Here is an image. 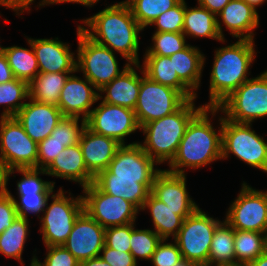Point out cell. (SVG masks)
Segmentation results:
<instances>
[{"label":"cell","instance_id":"6da1fadb","mask_svg":"<svg viewBox=\"0 0 267 266\" xmlns=\"http://www.w3.org/2000/svg\"><path fill=\"white\" fill-rule=\"evenodd\" d=\"M82 22L90 27L91 31L80 25L81 30L90 39L113 52H119L128 63L140 68L138 36L144 29L124 1L108 6Z\"/></svg>","mask_w":267,"mask_h":266},{"label":"cell","instance_id":"7a4b0ae2","mask_svg":"<svg viewBox=\"0 0 267 266\" xmlns=\"http://www.w3.org/2000/svg\"><path fill=\"white\" fill-rule=\"evenodd\" d=\"M218 107H203L189 122L185 134L180 141L177 152L169 163L167 171L185 174L184 167L197 169L211 162L222 160V117L219 133H217L208 117L214 116Z\"/></svg>","mask_w":267,"mask_h":266},{"label":"cell","instance_id":"3957f363","mask_svg":"<svg viewBox=\"0 0 267 266\" xmlns=\"http://www.w3.org/2000/svg\"><path fill=\"white\" fill-rule=\"evenodd\" d=\"M254 40L239 39L234 44L219 48L210 75L209 103L204 107H218L248 78L255 60Z\"/></svg>","mask_w":267,"mask_h":266},{"label":"cell","instance_id":"277c9868","mask_svg":"<svg viewBox=\"0 0 267 266\" xmlns=\"http://www.w3.org/2000/svg\"><path fill=\"white\" fill-rule=\"evenodd\" d=\"M195 99L187 100L177 111L140 127L145 134L139 145L158 164L172 161L191 119L204 107H195Z\"/></svg>","mask_w":267,"mask_h":266},{"label":"cell","instance_id":"5b68a950","mask_svg":"<svg viewBox=\"0 0 267 266\" xmlns=\"http://www.w3.org/2000/svg\"><path fill=\"white\" fill-rule=\"evenodd\" d=\"M78 50L76 71L82 72L99 91L119 76L130 65L126 63L120 71L113 51L90 39L80 28H77Z\"/></svg>","mask_w":267,"mask_h":266},{"label":"cell","instance_id":"8992f818","mask_svg":"<svg viewBox=\"0 0 267 266\" xmlns=\"http://www.w3.org/2000/svg\"><path fill=\"white\" fill-rule=\"evenodd\" d=\"M218 108L235 123L251 124L267 116V70L245 81Z\"/></svg>","mask_w":267,"mask_h":266},{"label":"cell","instance_id":"52a82bcc","mask_svg":"<svg viewBox=\"0 0 267 266\" xmlns=\"http://www.w3.org/2000/svg\"><path fill=\"white\" fill-rule=\"evenodd\" d=\"M251 125L235 123L222 116V159L232 153L251 167L267 172V142Z\"/></svg>","mask_w":267,"mask_h":266},{"label":"cell","instance_id":"ba28073f","mask_svg":"<svg viewBox=\"0 0 267 266\" xmlns=\"http://www.w3.org/2000/svg\"><path fill=\"white\" fill-rule=\"evenodd\" d=\"M52 203L45 205L44 215L41 219V234L46 247L63 246L74 225L75 220L84 211L83 197H67L64 191L59 189L51 194Z\"/></svg>","mask_w":267,"mask_h":266},{"label":"cell","instance_id":"9c48e42d","mask_svg":"<svg viewBox=\"0 0 267 266\" xmlns=\"http://www.w3.org/2000/svg\"><path fill=\"white\" fill-rule=\"evenodd\" d=\"M220 222L208 216L199 207L186 217L178 234L173 238L182 257L200 266H208L210 245Z\"/></svg>","mask_w":267,"mask_h":266},{"label":"cell","instance_id":"30bf717a","mask_svg":"<svg viewBox=\"0 0 267 266\" xmlns=\"http://www.w3.org/2000/svg\"><path fill=\"white\" fill-rule=\"evenodd\" d=\"M141 84L134 108L139 127L177 111L187 99L176 89L150 80L141 70Z\"/></svg>","mask_w":267,"mask_h":266},{"label":"cell","instance_id":"8fae6325","mask_svg":"<svg viewBox=\"0 0 267 266\" xmlns=\"http://www.w3.org/2000/svg\"><path fill=\"white\" fill-rule=\"evenodd\" d=\"M37 149L16 117L0 118V161L8 170L37 168Z\"/></svg>","mask_w":267,"mask_h":266},{"label":"cell","instance_id":"7c38bea8","mask_svg":"<svg viewBox=\"0 0 267 266\" xmlns=\"http://www.w3.org/2000/svg\"><path fill=\"white\" fill-rule=\"evenodd\" d=\"M83 193L84 211L105 229L135 223L139 209L133 203L103 192L94 182Z\"/></svg>","mask_w":267,"mask_h":266},{"label":"cell","instance_id":"4fadbf2b","mask_svg":"<svg viewBox=\"0 0 267 266\" xmlns=\"http://www.w3.org/2000/svg\"><path fill=\"white\" fill-rule=\"evenodd\" d=\"M225 221L237 230L267 234V191L253 189L244 182L227 211Z\"/></svg>","mask_w":267,"mask_h":266},{"label":"cell","instance_id":"5bb4252c","mask_svg":"<svg viewBox=\"0 0 267 266\" xmlns=\"http://www.w3.org/2000/svg\"><path fill=\"white\" fill-rule=\"evenodd\" d=\"M86 126L95 133L114 138L122 145H125L126 136L140 130L134 110L103 101L92 109Z\"/></svg>","mask_w":267,"mask_h":266},{"label":"cell","instance_id":"9a60e30c","mask_svg":"<svg viewBox=\"0 0 267 266\" xmlns=\"http://www.w3.org/2000/svg\"><path fill=\"white\" fill-rule=\"evenodd\" d=\"M104 245L105 228L83 211L63 246L81 263L98 257Z\"/></svg>","mask_w":267,"mask_h":266},{"label":"cell","instance_id":"2e32d148","mask_svg":"<svg viewBox=\"0 0 267 266\" xmlns=\"http://www.w3.org/2000/svg\"><path fill=\"white\" fill-rule=\"evenodd\" d=\"M157 163L142 149L138 142L122 145L111 160L108 170L114 178L155 179L161 169L154 168Z\"/></svg>","mask_w":267,"mask_h":266},{"label":"cell","instance_id":"e0dca14e","mask_svg":"<svg viewBox=\"0 0 267 266\" xmlns=\"http://www.w3.org/2000/svg\"><path fill=\"white\" fill-rule=\"evenodd\" d=\"M97 88L86 78L69 75L61 90L58 108L63 116L78 117L86 120L90 115V107L99 99L103 98Z\"/></svg>","mask_w":267,"mask_h":266},{"label":"cell","instance_id":"ac0fdd59","mask_svg":"<svg viewBox=\"0 0 267 266\" xmlns=\"http://www.w3.org/2000/svg\"><path fill=\"white\" fill-rule=\"evenodd\" d=\"M15 117L27 135L38 144L50 136L63 115L58 106L38 103L29 98V102H26Z\"/></svg>","mask_w":267,"mask_h":266},{"label":"cell","instance_id":"d6986e66","mask_svg":"<svg viewBox=\"0 0 267 266\" xmlns=\"http://www.w3.org/2000/svg\"><path fill=\"white\" fill-rule=\"evenodd\" d=\"M36 59L39 65V72L43 73H75L76 59L70 47L55 39H31Z\"/></svg>","mask_w":267,"mask_h":266},{"label":"cell","instance_id":"ffe728a7","mask_svg":"<svg viewBox=\"0 0 267 266\" xmlns=\"http://www.w3.org/2000/svg\"><path fill=\"white\" fill-rule=\"evenodd\" d=\"M79 145L85 166L94 177L108 168L117 150L122 146L114 138L95 133L87 126L81 133Z\"/></svg>","mask_w":267,"mask_h":266},{"label":"cell","instance_id":"44dd1931","mask_svg":"<svg viewBox=\"0 0 267 266\" xmlns=\"http://www.w3.org/2000/svg\"><path fill=\"white\" fill-rule=\"evenodd\" d=\"M154 179H126L114 178L108 170L101 171L94 179V183L105 193L120 196L142 209L145 200L151 193Z\"/></svg>","mask_w":267,"mask_h":266},{"label":"cell","instance_id":"7402d4cb","mask_svg":"<svg viewBox=\"0 0 267 266\" xmlns=\"http://www.w3.org/2000/svg\"><path fill=\"white\" fill-rule=\"evenodd\" d=\"M151 193L172 210H196L198 205L186 189V175L161 170L155 177Z\"/></svg>","mask_w":267,"mask_h":266},{"label":"cell","instance_id":"603a6c76","mask_svg":"<svg viewBox=\"0 0 267 266\" xmlns=\"http://www.w3.org/2000/svg\"><path fill=\"white\" fill-rule=\"evenodd\" d=\"M45 170L49 176L78 182L83 188L95 179L85 166L79 143L65 147Z\"/></svg>","mask_w":267,"mask_h":266},{"label":"cell","instance_id":"cb8c5ba5","mask_svg":"<svg viewBox=\"0 0 267 266\" xmlns=\"http://www.w3.org/2000/svg\"><path fill=\"white\" fill-rule=\"evenodd\" d=\"M218 16L233 37L254 40L253 31L259 25V16L244 0H231Z\"/></svg>","mask_w":267,"mask_h":266},{"label":"cell","instance_id":"d4e9b609","mask_svg":"<svg viewBox=\"0 0 267 266\" xmlns=\"http://www.w3.org/2000/svg\"><path fill=\"white\" fill-rule=\"evenodd\" d=\"M141 77L130 64L124 72L99 90L106 93L103 102L134 110L140 90Z\"/></svg>","mask_w":267,"mask_h":266},{"label":"cell","instance_id":"484cf974","mask_svg":"<svg viewBox=\"0 0 267 266\" xmlns=\"http://www.w3.org/2000/svg\"><path fill=\"white\" fill-rule=\"evenodd\" d=\"M148 208L152 217L154 231L162 238H173L182 227L183 220L195 210H172L152 193L148 195L141 210Z\"/></svg>","mask_w":267,"mask_h":266},{"label":"cell","instance_id":"4316f807","mask_svg":"<svg viewBox=\"0 0 267 266\" xmlns=\"http://www.w3.org/2000/svg\"><path fill=\"white\" fill-rule=\"evenodd\" d=\"M184 14L183 34L185 36L208 37L225 42L221 22L208 9L201 7L187 8Z\"/></svg>","mask_w":267,"mask_h":266},{"label":"cell","instance_id":"83f0119b","mask_svg":"<svg viewBox=\"0 0 267 266\" xmlns=\"http://www.w3.org/2000/svg\"><path fill=\"white\" fill-rule=\"evenodd\" d=\"M143 71L150 80L178 90L187 100L196 99L194 94L174 72L169 56L144 55Z\"/></svg>","mask_w":267,"mask_h":266},{"label":"cell","instance_id":"f1b7e54d","mask_svg":"<svg viewBox=\"0 0 267 266\" xmlns=\"http://www.w3.org/2000/svg\"><path fill=\"white\" fill-rule=\"evenodd\" d=\"M173 60L174 72L178 78L194 93L200 87L201 73L205 57L197 47L190 44L183 50L169 56Z\"/></svg>","mask_w":267,"mask_h":266},{"label":"cell","instance_id":"f546056e","mask_svg":"<svg viewBox=\"0 0 267 266\" xmlns=\"http://www.w3.org/2000/svg\"><path fill=\"white\" fill-rule=\"evenodd\" d=\"M70 74L39 72L28 84L29 98L38 103L58 106L61 90Z\"/></svg>","mask_w":267,"mask_h":266},{"label":"cell","instance_id":"4dcf8cb0","mask_svg":"<svg viewBox=\"0 0 267 266\" xmlns=\"http://www.w3.org/2000/svg\"><path fill=\"white\" fill-rule=\"evenodd\" d=\"M236 266L234 251V228L225 220L214 232L210 245L208 266Z\"/></svg>","mask_w":267,"mask_h":266},{"label":"cell","instance_id":"1f68e13d","mask_svg":"<svg viewBox=\"0 0 267 266\" xmlns=\"http://www.w3.org/2000/svg\"><path fill=\"white\" fill-rule=\"evenodd\" d=\"M267 250V234L234 229L236 266H247Z\"/></svg>","mask_w":267,"mask_h":266},{"label":"cell","instance_id":"d6a6232c","mask_svg":"<svg viewBox=\"0 0 267 266\" xmlns=\"http://www.w3.org/2000/svg\"><path fill=\"white\" fill-rule=\"evenodd\" d=\"M31 49L11 46L2 47L10 65L13 75L16 79L26 81L28 84L39 73V65L32 44L27 40Z\"/></svg>","mask_w":267,"mask_h":266},{"label":"cell","instance_id":"836d02e7","mask_svg":"<svg viewBox=\"0 0 267 266\" xmlns=\"http://www.w3.org/2000/svg\"><path fill=\"white\" fill-rule=\"evenodd\" d=\"M29 221L17 216L3 233L0 234V253L6 257L15 258L22 263V252L27 239Z\"/></svg>","mask_w":267,"mask_h":266},{"label":"cell","instance_id":"e575fe53","mask_svg":"<svg viewBox=\"0 0 267 266\" xmlns=\"http://www.w3.org/2000/svg\"><path fill=\"white\" fill-rule=\"evenodd\" d=\"M181 0H126L133 17L144 29L159 15L175 7Z\"/></svg>","mask_w":267,"mask_h":266},{"label":"cell","instance_id":"d590c367","mask_svg":"<svg viewBox=\"0 0 267 266\" xmlns=\"http://www.w3.org/2000/svg\"><path fill=\"white\" fill-rule=\"evenodd\" d=\"M26 98H29L28 83L26 81L14 78L0 84V105H7L1 113V117H15L18 111L26 104V102H21Z\"/></svg>","mask_w":267,"mask_h":266},{"label":"cell","instance_id":"8d00e7d4","mask_svg":"<svg viewBox=\"0 0 267 266\" xmlns=\"http://www.w3.org/2000/svg\"><path fill=\"white\" fill-rule=\"evenodd\" d=\"M15 172L22 173V178L17 182L18 194L53 193L55 182L44 181L39 174H47L45 169L40 168H17L8 170L9 176Z\"/></svg>","mask_w":267,"mask_h":266},{"label":"cell","instance_id":"74e56055","mask_svg":"<svg viewBox=\"0 0 267 266\" xmlns=\"http://www.w3.org/2000/svg\"><path fill=\"white\" fill-rule=\"evenodd\" d=\"M135 223H131L130 252L135 260L147 259L151 261L153 253L162 238L150 229H135Z\"/></svg>","mask_w":267,"mask_h":266},{"label":"cell","instance_id":"f35d334b","mask_svg":"<svg viewBox=\"0 0 267 266\" xmlns=\"http://www.w3.org/2000/svg\"><path fill=\"white\" fill-rule=\"evenodd\" d=\"M153 46L148 47L145 55L171 56L185 49L186 37L183 33H154L152 37Z\"/></svg>","mask_w":267,"mask_h":266},{"label":"cell","instance_id":"ab89813d","mask_svg":"<svg viewBox=\"0 0 267 266\" xmlns=\"http://www.w3.org/2000/svg\"><path fill=\"white\" fill-rule=\"evenodd\" d=\"M79 119L78 117L63 116L50 136L63 142L65 147L79 143L81 133L86 126V120L82 118L79 126Z\"/></svg>","mask_w":267,"mask_h":266},{"label":"cell","instance_id":"60d3db41","mask_svg":"<svg viewBox=\"0 0 267 266\" xmlns=\"http://www.w3.org/2000/svg\"><path fill=\"white\" fill-rule=\"evenodd\" d=\"M185 0H181L175 7L156 18L150 25L157 26L155 33H183Z\"/></svg>","mask_w":267,"mask_h":266},{"label":"cell","instance_id":"b9f144b4","mask_svg":"<svg viewBox=\"0 0 267 266\" xmlns=\"http://www.w3.org/2000/svg\"><path fill=\"white\" fill-rule=\"evenodd\" d=\"M52 193H35V194H19V200H16L11 195L19 217L28 219V213H35L39 218L38 213L44 212L47 199Z\"/></svg>","mask_w":267,"mask_h":266},{"label":"cell","instance_id":"7bdbcfd3","mask_svg":"<svg viewBox=\"0 0 267 266\" xmlns=\"http://www.w3.org/2000/svg\"><path fill=\"white\" fill-rule=\"evenodd\" d=\"M47 255L41 263L34 255L31 264L35 266H80V262L64 246H48Z\"/></svg>","mask_w":267,"mask_h":266},{"label":"cell","instance_id":"ee69618b","mask_svg":"<svg viewBox=\"0 0 267 266\" xmlns=\"http://www.w3.org/2000/svg\"><path fill=\"white\" fill-rule=\"evenodd\" d=\"M165 241L167 239H162L153 253L151 263L154 266H174L183 259L176 242L166 243Z\"/></svg>","mask_w":267,"mask_h":266},{"label":"cell","instance_id":"f6af8a7d","mask_svg":"<svg viewBox=\"0 0 267 266\" xmlns=\"http://www.w3.org/2000/svg\"><path fill=\"white\" fill-rule=\"evenodd\" d=\"M131 223L105 229V245L122 252H130Z\"/></svg>","mask_w":267,"mask_h":266},{"label":"cell","instance_id":"bcb514c9","mask_svg":"<svg viewBox=\"0 0 267 266\" xmlns=\"http://www.w3.org/2000/svg\"><path fill=\"white\" fill-rule=\"evenodd\" d=\"M64 148L63 142L53 139L51 136L42 140L38 143L37 168L46 169Z\"/></svg>","mask_w":267,"mask_h":266},{"label":"cell","instance_id":"7dc6e473","mask_svg":"<svg viewBox=\"0 0 267 266\" xmlns=\"http://www.w3.org/2000/svg\"><path fill=\"white\" fill-rule=\"evenodd\" d=\"M99 255L110 266H137V261L131 252H122L104 245Z\"/></svg>","mask_w":267,"mask_h":266},{"label":"cell","instance_id":"c3c4849f","mask_svg":"<svg viewBox=\"0 0 267 266\" xmlns=\"http://www.w3.org/2000/svg\"><path fill=\"white\" fill-rule=\"evenodd\" d=\"M17 211L10 191L0 196V234L5 231L17 217Z\"/></svg>","mask_w":267,"mask_h":266},{"label":"cell","instance_id":"681fc988","mask_svg":"<svg viewBox=\"0 0 267 266\" xmlns=\"http://www.w3.org/2000/svg\"><path fill=\"white\" fill-rule=\"evenodd\" d=\"M198 5L208 9L215 16L218 17V14L222 9L231 1V0H197Z\"/></svg>","mask_w":267,"mask_h":266},{"label":"cell","instance_id":"f907efd6","mask_svg":"<svg viewBox=\"0 0 267 266\" xmlns=\"http://www.w3.org/2000/svg\"><path fill=\"white\" fill-rule=\"evenodd\" d=\"M14 78L15 77L10 65L8 64L6 55L3 51H0V84L6 83Z\"/></svg>","mask_w":267,"mask_h":266},{"label":"cell","instance_id":"816d5d0a","mask_svg":"<svg viewBox=\"0 0 267 266\" xmlns=\"http://www.w3.org/2000/svg\"><path fill=\"white\" fill-rule=\"evenodd\" d=\"M7 182H8V169L0 161V196H3L8 192Z\"/></svg>","mask_w":267,"mask_h":266},{"label":"cell","instance_id":"f5cc1de1","mask_svg":"<svg viewBox=\"0 0 267 266\" xmlns=\"http://www.w3.org/2000/svg\"><path fill=\"white\" fill-rule=\"evenodd\" d=\"M0 5L11 8L19 15L23 13V0H0Z\"/></svg>","mask_w":267,"mask_h":266},{"label":"cell","instance_id":"db71d44e","mask_svg":"<svg viewBox=\"0 0 267 266\" xmlns=\"http://www.w3.org/2000/svg\"><path fill=\"white\" fill-rule=\"evenodd\" d=\"M80 266H110L100 256L88 259L80 263Z\"/></svg>","mask_w":267,"mask_h":266},{"label":"cell","instance_id":"11a10c76","mask_svg":"<svg viewBox=\"0 0 267 266\" xmlns=\"http://www.w3.org/2000/svg\"><path fill=\"white\" fill-rule=\"evenodd\" d=\"M99 0H50L48 4H54V3H65V2H72V3H78L84 6L92 7L95 3H97Z\"/></svg>","mask_w":267,"mask_h":266},{"label":"cell","instance_id":"9f6ffc18","mask_svg":"<svg viewBox=\"0 0 267 266\" xmlns=\"http://www.w3.org/2000/svg\"><path fill=\"white\" fill-rule=\"evenodd\" d=\"M247 266H267V250Z\"/></svg>","mask_w":267,"mask_h":266},{"label":"cell","instance_id":"6f0895ef","mask_svg":"<svg viewBox=\"0 0 267 266\" xmlns=\"http://www.w3.org/2000/svg\"><path fill=\"white\" fill-rule=\"evenodd\" d=\"M32 2H34V0H23V12L26 9H29L28 11H30L29 5H31ZM40 2L41 3L39 4V6H44V5H48V3L50 2V0H42Z\"/></svg>","mask_w":267,"mask_h":266},{"label":"cell","instance_id":"680465c9","mask_svg":"<svg viewBox=\"0 0 267 266\" xmlns=\"http://www.w3.org/2000/svg\"><path fill=\"white\" fill-rule=\"evenodd\" d=\"M174 266H200L198 263L186 260V259H182L181 261H179L178 263H176Z\"/></svg>","mask_w":267,"mask_h":266},{"label":"cell","instance_id":"91938a15","mask_svg":"<svg viewBox=\"0 0 267 266\" xmlns=\"http://www.w3.org/2000/svg\"><path fill=\"white\" fill-rule=\"evenodd\" d=\"M248 5H251L255 10L258 5H262L266 0H244ZM257 6V7H256Z\"/></svg>","mask_w":267,"mask_h":266}]
</instances>
